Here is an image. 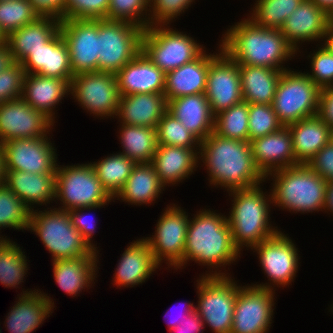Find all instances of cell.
<instances>
[{
	"label": "cell",
	"instance_id": "obj_64",
	"mask_svg": "<svg viewBox=\"0 0 333 333\" xmlns=\"http://www.w3.org/2000/svg\"><path fill=\"white\" fill-rule=\"evenodd\" d=\"M330 141L333 143V126L330 127Z\"/></svg>",
	"mask_w": 333,
	"mask_h": 333
},
{
	"label": "cell",
	"instance_id": "obj_51",
	"mask_svg": "<svg viewBox=\"0 0 333 333\" xmlns=\"http://www.w3.org/2000/svg\"><path fill=\"white\" fill-rule=\"evenodd\" d=\"M105 205H97V206H92V207H85V208H77V209H72L68 210V214L70 216L72 225L80 232L82 237L86 240V242L92 246L96 251L98 248L95 247L97 245L93 244L91 241L93 237V234L96 232V225L95 220H90L91 218L90 215L87 216L85 212L86 211H91L95 210L98 208H103ZM84 211V212H83Z\"/></svg>",
	"mask_w": 333,
	"mask_h": 333
},
{
	"label": "cell",
	"instance_id": "obj_9",
	"mask_svg": "<svg viewBox=\"0 0 333 333\" xmlns=\"http://www.w3.org/2000/svg\"><path fill=\"white\" fill-rule=\"evenodd\" d=\"M320 91L305 71L284 70L272 103L283 126L318 114Z\"/></svg>",
	"mask_w": 333,
	"mask_h": 333
},
{
	"label": "cell",
	"instance_id": "obj_15",
	"mask_svg": "<svg viewBox=\"0 0 333 333\" xmlns=\"http://www.w3.org/2000/svg\"><path fill=\"white\" fill-rule=\"evenodd\" d=\"M247 285L237 283L231 333H267L274 318L275 291Z\"/></svg>",
	"mask_w": 333,
	"mask_h": 333
},
{
	"label": "cell",
	"instance_id": "obj_59",
	"mask_svg": "<svg viewBox=\"0 0 333 333\" xmlns=\"http://www.w3.org/2000/svg\"><path fill=\"white\" fill-rule=\"evenodd\" d=\"M333 213V181H329L326 184L325 191V203L323 207V211Z\"/></svg>",
	"mask_w": 333,
	"mask_h": 333
},
{
	"label": "cell",
	"instance_id": "obj_56",
	"mask_svg": "<svg viewBox=\"0 0 333 333\" xmlns=\"http://www.w3.org/2000/svg\"><path fill=\"white\" fill-rule=\"evenodd\" d=\"M204 327V323L198 313L193 311L184 317L178 326L169 331L170 333H203Z\"/></svg>",
	"mask_w": 333,
	"mask_h": 333
},
{
	"label": "cell",
	"instance_id": "obj_30",
	"mask_svg": "<svg viewBox=\"0 0 333 333\" xmlns=\"http://www.w3.org/2000/svg\"><path fill=\"white\" fill-rule=\"evenodd\" d=\"M71 80L26 74L22 99L37 111H42L55 123L56 105L70 94Z\"/></svg>",
	"mask_w": 333,
	"mask_h": 333
},
{
	"label": "cell",
	"instance_id": "obj_22",
	"mask_svg": "<svg viewBox=\"0 0 333 333\" xmlns=\"http://www.w3.org/2000/svg\"><path fill=\"white\" fill-rule=\"evenodd\" d=\"M250 143L254 162L264 176L279 169L298 165L294 156L291 133L287 126L252 140Z\"/></svg>",
	"mask_w": 333,
	"mask_h": 333
},
{
	"label": "cell",
	"instance_id": "obj_28",
	"mask_svg": "<svg viewBox=\"0 0 333 333\" xmlns=\"http://www.w3.org/2000/svg\"><path fill=\"white\" fill-rule=\"evenodd\" d=\"M151 164L160 182L169 187L189 178L200 162L193 149L158 144Z\"/></svg>",
	"mask_w": 333,
	"mask_h": 333
},
{
	"label": "cell",
	"instance_id": "obj_4",
	"mask_svg": "<svg viewBox=\"0 0 333 333\" xmlns=\"http://www.w3.org/2000/svg\"><path fill=\"white\" fill-rule=\"evenodd\" d=\"M261 187L260 184L248 189L228 191L229 196L233 197V203L227 220L234 246L240 253L244 247L251 250L280 232V229L273 227L269 221L271 193L268 195Z\"/></svg>",
	"mask_w": 333,
	"mask_h": 333
},
{
	"label": "cell",
	"instance_id": "obj_60",
	"mask_svg": "<svg viewBox=\"0 0 333 333\" xmlns=\"http://www.w3.org/2000/svg\"><path fill=\"white\" fill-rule=\"evenodd\" d=\"M322 41L324 43H318L323 44V46L333 54V24L330 23V25L328 26Z\"/></svg>",
	"mask_w": 333,
	"mask_h": 333
},
{
	"label": "cell",
	"instance_id": "obj_3",
	"mask_svg": "<svg viewBox=\"0 0 333 333\" xmlns=\"http://www.w3.org/2000/svg\"><path fill=\"white\" fill-rule=\"evenodd\" d=\"M220 41L222 49L237 64L284 71L288 69L283 66L285 61L297 54L280 29L257 26L248 17L228 28Z\"/></svg>",
	"mask_w": 333,
	"mask_h": 333
},
{
	"label": "cell",
	"instance_id": "obj_42",
	"mask_svg": "<svg viewBox=\"0 0 333 333\" xmlns=\"http://www.w3.org/2000/svg\"><path fill=\"white\" fill-rule=\"evenodd\" d=\"M156 135L157 144L190 148L199 155L201 141L168 111L158 122Z\"/></svg>",
	"mask_w": 333,
	"mask_h": 333
},
{
	"label": "cell",
	"instance_id": "obj_20",
	"mask_svg": "<svg viewBox=\"0 0 333 333\" xmlns=\"http://www.w3.org/2000/svg\"><path fill=\"white\" fill-rule=\"evenodd\" d=\"M329 25L330 16L323 9L311 0H303L285 20L280 32L295 51L301 53L299 44L322 42Z\"/></svg>",
	"mask_w": 333,
	"mask_h": 333
},
{
	"label": "cell",
	"instance_id": "obj_7",
	"mask_svg": "<svg viewBox=\"0 0 333 333\" xmlns=\"http://www.w3.org/2000/svg\"><path fill=\"white\" fill-rule=\"evenodd\" d=\"M168 25H152L143 31L141 51L165 74L196 59L205 46Z\"/></svg>",
	"mask_w": 333,
	"mask_h": 333
},
{
	"label": "cell",
	"instance_id": "obj_55",
	"mask_svg": "<svg viewBox=\"0 0 333 333\" xmlns=\"http://www.w3.org/2000/svg\"><path fill=\"white\" fill-rule=\"evenodd\" d=\"M318 115L330 127L333 126V87L321 89Z\"/></svg>",
	"mask_w": 333,
	"mask_h": 333
},
{
	"label": "cell",
	"instance_id": "obj_8",
	"mask_svg": "<svg viewBox=\"0 0 333 333\" xmlns=\"http://www.w3.org/2000/svg\"><path fill=\"white\" fill-rule=\"evenodd\" d=\"M62 166L57 165L55 173V200H60L62 205L57 209L68 211L77 208L108 205L113 200L102 186L89 162Z\"/></svg>",
	"mask_w": 333,
	"mask_h": 333
},
{
	"label": "cell",
	"instance_id": "obj_63",
	"mask_svg": "<svg viewBox=\"0 0 333 333\" xmlns=\"http://www.w3.org/2000/svg\"><path fill=\"white\" fill-rule=\"evenodd\" d=\"M3 43H5V37H4L3 34L0 32V45H2Z\"/></svg>",
	"mask_w": 333,
	"mask_h": 333
},
{
	"label": "cell",
	"instance_id": "obj_54",
	"mask_svg": "<svg viewBox=\"0 0 333 333\" xmlns=\"http://www.w3.org/2000/svg\"><path fill=\"white\" fill-rule=\"evenodd\" d=\"M39 15L54 16L63 20L66 0H29Z\"/></svg>",
	"mask_w": 333,
	"mask_h": 333
},
{
	"label": "cell",
	"instance_id": "obj_2",
	"mask_svg": "<svg viewBox=\"0 0 333 333\" xmlns=\"http://www.w3.org/2000/svg\"><path fill=\"white\" fill-rule=\"evenodd\" d=\"M240 255L234 246L225 215L217 214L210 209H200L189 219L184 247V266L192 260L201 266L210 267V271L204 276H229V273L221 272L220 269L237 262L236 259L240 258Z\"/></svg>",
	"mask_w": 333,
	"mask_h": 333
},
{
	"label": "cell",
	"instance_id": "obj_47",
	"mask_svg": "<svg viewBox=\"0 0 333 333\" xmlns=\"http://www.w3.org/2000/svg\"><path fill=\"white\" fill-rule=\"evenodd\" d=\"M110 0H66L63 20L68 19H106Z\"/></svg>",
	"mask_w": 333,
	"mask_h": 333
},
{
	"label": "cell",
	"instance_id": "obj_32",
	"mask_svg": "<svg viewBox=\"0 0 333 333\" xmlns=\"http://www.w3.org/2000/svg\"><path fill=\"white\" fill-rule=\"evenodd\" d=\"M98 259V256H81L52 261L55 283L67 295L73 297L85 288L90 289L97 278Z\"/></svg>",
	"mask_w": 333,
	"mask_h": 333
},
{
	"label": "cell",
	"instance_id": "obj_5",
	"mask_svg": "<svg viewBox=\"0 0 333 333\" xmlns=\"http://www.w3.org/2000/svg\"><path fill=\"white\" fill-rule=\"evenodd\" d=\"M268 177L273 180L269 192L273 206L301 214L323 211L327 182L307 164L279 169Z\"/></svg>",
	"mask_w": 333,
	"mask_h": 333
},
{
	"label": "cell",
	"instance_id": "obj_48",
	"mask_svg": "<svg viewBox=\"0 0 333 333\" xmlns=\"http://www.w3.org/2000/svg\"><path fill=\"white\" fill-rule=\"evenodd\" d=\"M319 46L307 57L311 59V69L306 74L320 89L333 87V54L322 44Z\"/></svg>",
	"mask_w": 333,
	"mask_h": 333
},
{
	"label": "cell",
	"instance_id": "obj_23",
	"mask_svg": "<svg viewBox=\"0 0 333 333\" xmlns=\"http://www.w3.org/2000/svg\"><path fill=\"white\" fill-rule=\"evenodd\" d=\"M115 75L120 95L164 93L166 74L142 51Z\"/></svg>",
	"mask_w": 333,
	"mask_h": 333
},
{
	"label": "cell",
	"instance_id": "obj_12",
	"mask_svg": "<svg viewBox=\"0 0 333 333\" xmlns=\"http://www.w3.org/2000/svg\"><path fill=\"white\" fill-rule=\"evenodd\" d=\"M71 94L90 115L101 119L116 116L120 93L114 73L94 71L74 75L70 83Z\"/></svg>",
	"mask_w": 333,
	"mask_h": 333
},
{
	"label": "cell",
	"instance_id": "obj_37",
	"mask_svg": "<svg viewBox=\"0 0 333 333\" xmlns=\"http://www.w3.org/2000/svg\"><path fill=\"white\" fill-rule=\"evenodd\" d=\"M96 172L104 189L114 198L126 183L131 175L133 167L136 163L123 155L122 153H114L107 157L90 162Z\"/></svg>",
	"mask_w": 333,
	"mask_h": 333
},
{
	"label": "cell",
	"instance_id": "obj_17",
	"mask_svg": "<svg viewBox=\"0 0 333 333\" xmlns=\"http://www.w3.org/2000/svg\"><path fill=\"white\" fill-rule=\"evenodd\" d=\"M211 60L206 81L205 95L213 115L243 101L238 64L222 49Z\"/></svg>",
	"mask_w": 333,
	"mask_h": 333
},
{
	"label": "cell",
	"instance_id": "obj_14",
	"mask_svg": "<svg viewBox=\"0 0 333 333\" xmlns=\"http://www.w3.org/2000/svg\"><path fill=\"white\" fill-rule=\"evenodd\" d=\"M259 258L261 268L265 275H267L268 283L252 284L259 288H266L275 291L274 287H286L294 281L300 256L298 248L287 236V234L280 231L272 238L262 241L251 249ZM272 281V282H271ZM274 285V286H273ZM276 285V286H275Z\"/></svg>",
	"mask_w": 333,
	"mask_h": 333
},
{
	"label": "cell",
	"instance_id": "obj_35",
	"mask_svg": "<svg viewBox=\"0 0 333 333\" xmlns=\"http://www.w3.org/2000/svg\"><path fill=\"white\" fill-rule=\"evenodd\" d=\"M243 101L249 104H272L283 70L238 64Z\"/></svg>",
	"mask_w": 333,
	"mask_h": 333
},
{
	"label": "cell",
	"instance_id": "obj_49",
	"mask_svg": "<svg viewBox=\"0 0 333 333\" xmlns=\"http://www.w3.org/2000/svg\"><path fill=\"white\" fill-rule=\"evenodd\" d=\"M195 0H149L150 26L169 25Z\"/></svg>",
	"mask_w": 333,
	"mask_h": 333
},
{
	"label": "cell",
	"instance_id": "obj_26",
	"mask_svg": "<svg viewBox=\"0 0 333 333\" xmlns=\"http://www.w3.org/2000/svg\"><path fill=\"white\" fill-rule=\"evenodd\" d=\"M206 49L193 61L166 73L164 95L166 100L185 95L205 94L208 67L217 55Z\"/></svg>",
	"mask_w": 333,
	"mask_h": 333
},
{
	"label": "cell",
	"instance_id": "obj_16",
	"mask_svg": "<svg viewBox=\"0 0 333 333\" xmlns=\"http://www.w3.org/2000/svg\"><path fill=\"white\" fill-rule=\"evenodd\" d=\"M1 147L5 170L56 173L57 151L48 136L10 140Z\"/></svg>",
	"mask_w": 333,
	"mask_h": 333
},
{
	"label": "cell",
	"instance_id": "obj_34",
	"mask_svg": "<svg viewBox=\"0 0 333 333\" xmlns=\"http://www.w3.org/2000/svg\"><path fill=\"white\" fill-rule=\"evenodd\" d=\"M165 186L160 182L151 163H139L133 167L131 175L114 200L121 199L129 205L152 204L159 198Z\"/></svg>",
	"mask_w": 333,
	"mask_h": 333
},
{
	"label": "cell",
	"instance_id": "obj_18",
	"mask_svg": "<svg viewBox=\"0 0 333 333\" xmlns=\"http://www.w3.org/2000/svg\"><path fill=\"white\" fill-rule=\"evenodd\" d=\"M60 32L68 47L73 76L98 71V19L61 20Z\"/></svg>",
	"mask_w": 333,
	"mask_h": 333
},
{
	"label": "cell",
	"instance_id": "obj_24",
	"mask_svg": "<svg viewBox=\"0 0 333 333\" xmlns=\"http://www.w3.org/2000/svg\"><path fill=\"white\" fill-rule=\"evenodd\" d=\"M145 237L127 246L115 270L113 283L117 288L135 287L145 282L159 269Z\"/></svg>",
	"mask_w": 333,
	"mask_h": 333
},
{
	"label": "cell",
	"instance_id": "obj_21",
	"mask_svg": "<svg viewBox=\"0 0 333 333\" xmlns=\"http://www.w3.org/2000/svg\"><path fill=\"white\" fill-rule=\"evenodd\" d=\"M22 292L4 321L10 333L34 332L53 313L51 310L55 307L53 299L40 289Z\"/></svg>",
	"mask_w": 333,
	"mask_h": 333
},
{
	"label": "cell",
	"instance_id": "obj_1",
	"mask_svg": "<svg viewBox=\"0 0 333 333\" xmlns=\"http://www.w3.org/2000/svg\"><path fill=\"white\" fill-rule=\"evenodd\" d=\"M198 160L206 166L210 186L228 191L266 182L252 155L251 143L222 137L214 131L200 143Z\"/></svg>",
	"mask_w": 333,
	"mask_h": 333
},
{
	"label": "cell",
	"instance_id": "obj_13",
	"mask_svg": "<svg viewBox=\"0 0 333 333\" xmlns=\"http://www.w3.org/2000/svg\"><path fill=\"white\" fill-rule=\"evenodd\" d=\"M170 205H167L163 215L159 217L152 233L155 235L145 239L159 265L165 260L169 268L182 270L189 218L187 212L180 206Z\"/></svg>",
	"mask_w": 333,
	"mask_h": 333
},
{
	"label": "cell",
	"instance_id": "obj_10",
	"mask_svg": "<svg viewBox=\"0 0 333 333\" xmlns=\"http://www.w3.org/2000/svg\"><path fill=\"white\" fill-rule=\"evenodd\" d=\"M195 311L215 333H231L237 281L232 276H199ZM236 282V283H235Z\"/></svg>",
	"mask_w": 333,
	"mask_h": 333
},
{
	"label": "cell",
	"instance_id": "obj_43",
	"mask_svg": "<svg viewBox=\"0 0 333 333\" xmlns=\"http://www.w3.org/2000/svg\"><path fill=\"white\" fill-rule=\"evenodd\" d=\"M39 16L29 0L0 1V32L6 38Z\"/></svg>",
	"mask_w": 333,
	"mask_h": 333
},
{
	"label": "cell",
	"instance_id": "obj_45",
	"mask_svg": "<svg viewBox=\"0 0 333 333\" xmlns=\"http://www.w3.org/2000/svg\"><path fill=\"white\" fill-rule=\"evenodd\" d=\"M249 142L283 127L272 104H249Z\"/></svg>",
	"mask_w": 333,
	"mask_h": 333
},
{
	"label": "cell",
	"instance_id": "obj_39",
	"mask_svg": "<svg viewBox=\"0 0 333 333\" xmlns=\"http://www.w3.org/2000/svg\"><path fill=\"white\" fill-rule=\"evenodd\" d=\"M248 18L257 26L281 29L303 0H256Z\"/></svg>",
	"mask_w": 333,
	"mask_h": 333
},
{
	"label": "cell",
	"instance_id": "obj_6",
	"mask_svg": "<svg viewBox=\"0 0 333 333\" xmlns=\"http://www.w3.org/2000/svg\"><path fill=\"white\" fill-rule=\"evenodd\" d=\"M46 209L31 211L28 231L35 232L44 247L51 253L52 261L81 256H99V251L90 246L72 225L68 211L57 209V207Z\"/></svg>",
	"mask_w": 333,
	"mask_h": 333
},
{
	"label": "cell",
	"instance_id": "obj_50",
	"mask_svg": "<svg viewBox=\"0 0 333 333\" xmlns=\"http://www.w3.org/2000/svg\"><path fill=\"white\" fill-rule=\"evenodd\" d=\"M26 72L19 62L0 72V104L22 98Z\"/></svg>",
	"mask_w": 333,
	"mask_h": 333
},
{
	"label": "cell",
	"instance_id": "obj_19",
	"mask_svg": "<svg viewBox=\"0 0 333 333\" xmlns=\"http://www.w3.org/2000/svg\"><path fill=\"white\" fill-rule=\"evenodd\" d=\"M54 122L22 98L0 104V145L15 139L46 137Z\"/></svg>",
	"mask_w": 333,
	"mask_h": 333
},
{
	"label": "cell",
	"instance_id": "obj_57",
	"mask_svg": "<svg viewBox=\"0 0 333 333\" xmlns=\"http://www.w3.org/2000/svg\"><path fill=\"white\" fill-rule=\"evenodd\" d=\"M183 304H185V306L182 307L183 309L180 312L181 315H179L177 318L175 317L174 319L173 318L170 319V321L168 320L169 323L167 322L168 323L167 326H168L169 330H171V329L175 328L176 326H178L182 322V320L184 319V317H186L187 315H189L193 311H195V305H193V302L191 303L190 301L189 302L186 301V303H183ZM182 305L180 304V307ZM169 312L170 311L166 312L165 317H167L166 315H168V316L171 315L172 316V313L170 312V314H169ZM172 312H173V310H172Z\"/></svg>",
	"mask_w": 333,
	"mask_h": 333
},
{
	"label": "cell",
	"instance_id": "obj_31",
	"mask_svg": "<svg viewBox=\"0 0 333 333\" xmlns=\"http://www.w3.org/2000/svg\"><path fill=\"white\" fill-rule=\"evenodd\" d=\"M167 111L200 141L214 131V115L205 94L185 95L167 101Z\"/></svg>",
	"mask_w": 333,
	"mask_h": 333
},
{
	"label": "cell",
	"instance_id": "obj_65",
	"mask_svg": "<svg viewBox=\"0 0 333 333\" xmlns=\"http://www.w3.org/2000/svg\"><path fill=\"white\" fill-rule=\"evenodd\" d=\"M330 23L333 24V13L330 15Z\"/></svg>",
	"mask_w": 333,
	"mask_h": 333
},
{
	"label": "cell",
	"instance_id": "obj_61",
	"mask_svg": "<svg viewBox=\"0 0 333 333\" xmlns=\"http://www.w3.org/2000/svg\"><path fill=\"white\" fill-rule=\"evenodd\" d=\"M321 9H323L329 16L333 13V0H311Z\"/></svg>",
	"mask_w": 333,
	"mask_h": 333
},
{
	"label": "cell",
	"instance_id": "obj_62",
	"mask_svg": "<svg viewBox=\"0 0 333 333\" xmlns=\"http://www.w3.org/2000/svg\"><path fill=\"white\" fill-rule=\"evenodd\" d=\"M5 168H4V158L3 151L0 145V185L4 184Z\"/></svg>",
	"mask_w": 333,
	"mask_h": 333
},
{
	"label": "cell",
	"instance_id": "obj_40",
	"mask_svg": "<svg viewBox=\"0 0 333 333\" xmlns=\"http://www.w3.org/2000/svg\"><path fill=\"white\" fill-rule=\"evenodd\" d=\"M249 103L242 101L214 117V132L222 137L249 141Z\"/></svg>",
	"mask_w": 333,
	"mask_h": 333
},
{
	"label": "cell",
	"instance_id": "obj_29",
	"mask_svg": "<svg viewBox=\"0 0 333 333\" xmlns=\"http://www.w3.org/2000/svg\"><path fill=\"white\" fill-rule=\"evenodd\" d=\"M61 20L54 16L40 15L5 38L14 61L21 62L30 52L42 48L59 31Z\"/></svg>",
	"mask_w": 333,
	"mask_h": 333
},
{
	"label": "cell",
	"instance_id": "obj_46",
	"mask_svg": "<svg viewBox=\"0 0 333 333\" xmlns=\"http://www.w3.org/2000/svg\"><path fill=\"white\" fill-rule=\"evenodd\" d=\"M46 77L63 80H72L73 77L68 47L60 31L50 40L49 69H46Z\"/></svg>",
	"mask_w": 333,
	"mask_h": 333
},
{
	"label": "cell",
	"instance_id": "obj_53",
	"mask_svg": "<svg viewBox=\"0 0 333 333\" xmlns=\"http://www.w3.org/2000/svg\"><path fill=\"white\" fill-rule=\"evenodd\" d=\"M50 41L42 48L30 52L21 62L26 74H38L46 76V69H49Z\"/></svg>",
	"mask_w": 333,
	"mask_h": 333
},
{
	"label": "cell",
	"instance_id": "obj_27",
	"mask_svg": "<svg viewBox=\"0 0 333 333\" xmlns=\"http://www.w3.org/2000/svg\"><path fill=\"white\" fill-rule=\"evenodd\" d=\"M4 184L32 211L33 205L55 201V173H28L5 170Z\"/></svg>",
	"mask_w": 333,
	"mask_h": 333
},
{
	"label": "cell",
	"instance_id": "obj_52",
	"mask_svg": "<svg viewBox=\"0 0 333 333\" xmlns=\"http://www.w3.org/2000/svg\"><path fill=\"white\" fill-rule=\"evenodd\" d=\"M307 165L326 182L333 181V143L329 141Z\"/></svg>",
	"mask_w": 333,
	"mask_h": 333
},
{
	"label": "cell",
	"instance_id": "obj_36",
	"mask_svg": "<svg viewBox=\"0 0 333 333\" xmlns=\"http://www.w3.org/2000/svg\"><path fill=\"white\" fill-rule=\"evenodd\" d=\"M119 139L123 155L136 164L151 163L157 149L156 128L120 124Z\"/></svg>",
	"mask_w": 333,
	"mask_h": 333
},
{
	"label": "cell",
	"instance_id": "obj_33",
	"mask_svg": "<svg viewBox=\"0 0 333 333\" xmlns=\"http://www.w3.org/2000/svg\"><path fill=\"white\" fill-rule=\"evenodd\" d=\"M298 164H307L330 141V126L316 114L287 126Z\"/></svg>",
	"mask_w": 333,
	"mask_h": 333
},
{
	"label": "cell",
	"instance_id": "obj_44",
	"mask_svg": "<svg viewBox=\"0 0 333 333\" xmlns=\"http://www.w3.org/2000/svg\"><path fill=\"white\" fill-rule=\"evenodd\" d=\"M149 0H110L108 20L124 21L142 29L150 26Z\"/></svg>",
	"mask_w": 333,
	"mask_h": 333
},
{
	"label": "cell",
	"instance_id": "obj_41",
	"mask_svg": "<svg viewBox=\"0 0 333 333\" xmlns=\"http://www.w3.org/2000/svg\"><path fill=\"white\" fill-rule=\"evenodd\" d=\"M31 210L5 184L0 185V230H28ZM2 235H0L1 237Z\"/></svg>",
	"mask_w": 333,
	"mask_h": 333
},
{
	"label": "cell",
	"instance_id": "obj_25",
	"mask_svg": "<svg viewBox=\"0 0 333 333\" xmlns=\"http://www.w3.org/2000/svg\"><path fill=\"white\" fill-rule=\"evenodd\" d=\"M166 111L164 93L120 95L116 117L121 124L156 128Z\"/></svg>",
	"mask_w": 333,
	"mask_h": 333
},
{
	"label": "cell",
	"instance_id": "obj_38",
	"mask_svg": "<svg viewBox=\"0 0 333 333\" xmlns=\"http://www.w3.org/2000/svg\"><path fill=\"white\" fill-rule=\"evenodd\" d=\"M10 238L0 240V283L7 288H19L27 274V256Z\"/></svg>",
	"mask_w": 333,
	"mask_h": 333
},
{
	"label": "cell",
	"instance_id": "obj_11",
	"mask_svg": "<svg viewBox=\"0 0 333 333\" xmlns=\"http://www.w3.org/2000/svg\"><path fill=\"white\" fill-rule=\"evenodd\" d=\"M144 29L135 24L98 19V71L116 74L141 52Z\"/></svg>",
	"mask_w": 333,
	"mask_h": 333
},
{
	"label": "cell",
	"instance_id": "obj_58",
	"mask_svg": "<svg viewBox=\"0 0 333 333\" xmlns=\"http://www.w3.org/2000/svg\"><path fill=\"white\" fill-rule=\"evenodd\" d=\"M14 62L8 45L6 43L0 45V72L10 67Z\"/></svg>",
	"mask_w": 333,
	"mask_h": 333
}]
</instances>
